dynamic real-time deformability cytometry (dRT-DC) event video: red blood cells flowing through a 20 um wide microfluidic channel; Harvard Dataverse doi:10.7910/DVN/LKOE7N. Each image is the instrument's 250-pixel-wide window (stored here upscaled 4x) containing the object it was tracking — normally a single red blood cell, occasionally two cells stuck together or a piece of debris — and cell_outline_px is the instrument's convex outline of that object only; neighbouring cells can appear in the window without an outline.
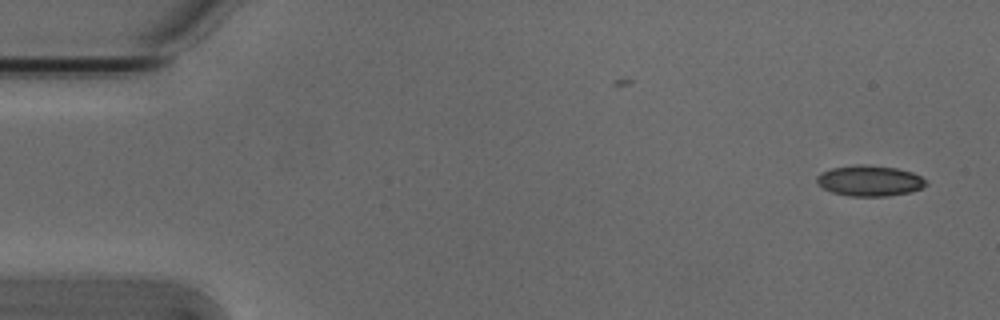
{"species": "Egyptian fruit bat (a non-hibernating species)", "species_latin": "Rousettus aegyptiacus", "temperature_condition": "cold", "stored_images_in_passage": 6, "camera_frame_rate_fps": 3000, "um_per_image_px": 0.085, "animal": {"sex": "male"}, "frame": {"image": 1, "passage_image": 1, "time_ms": 0.0, "image_size_px": [1000, 320], "cell_outline_px": [[928, 184], [912, 192], [888, 196], [848, 196], [832, 192], [816, 184], [816, 176], [820, 172], [832, 168], [860, 164], [864, 164], [896, 168], [912, 172], [928, 180]], "centroid_in_image_um": [73.91, 15.36], "position_along_channel_um": 11.1, "area_um2": 19.71}}
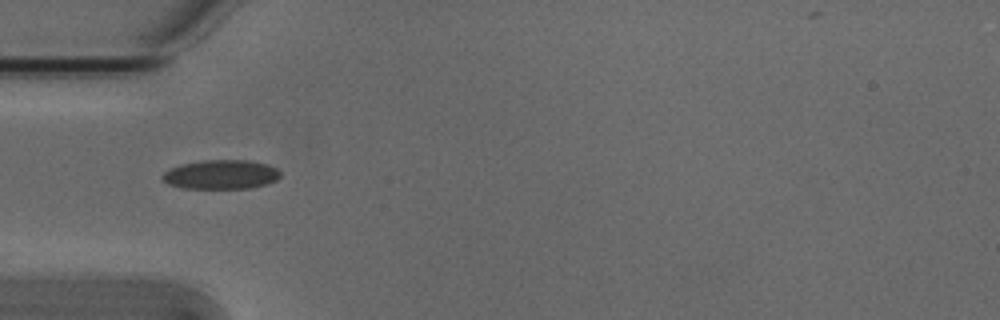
{"frame": {"image": 2, "passage_image": 4, "time_ms": 1.0, "image_size_px": [1000, 320], "cell_outline_px": [[280, 176], [276, 180], [268, 184], [248, 188], [180, 188], [168, 184], [160, 176], [168, 168], [180, 164], [200, 160], [248, 160], [268, 164], [276, 168], [280, 172]], "centroid_in_image_um": [18.76, 14.82], "position_along_channel_um": 66.2, "area_um2": 20.29}}
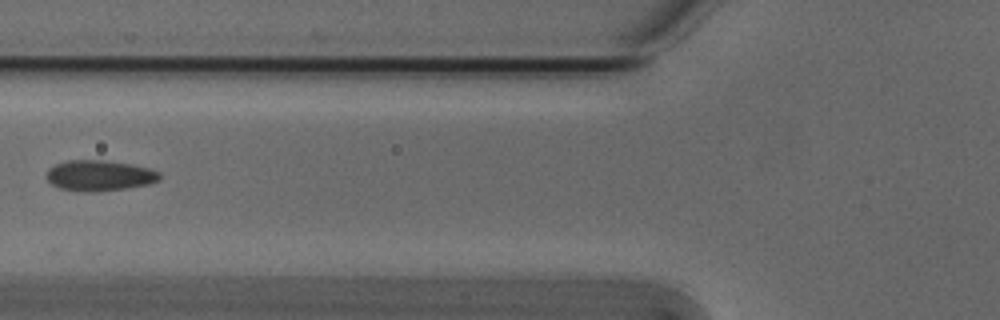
{"frame": {"image": 3, "passage_image": 5, "time_ms": 1.333, "image_size_px": [1000, 320], "cell_outline_px": [[160, 180], [148, 184], [128, 188], [92, 192], [84, 192], [60, 188], [52, 184], [48, 180], [48, 168], [56, 164], [68, 160], [104, 160], [132, 164], [148, 168], [160, 172]], "centroid_in_image_um": [8.48, 14.92], "position_along_channel_um": 117.3, "area_um2": 20.17}}